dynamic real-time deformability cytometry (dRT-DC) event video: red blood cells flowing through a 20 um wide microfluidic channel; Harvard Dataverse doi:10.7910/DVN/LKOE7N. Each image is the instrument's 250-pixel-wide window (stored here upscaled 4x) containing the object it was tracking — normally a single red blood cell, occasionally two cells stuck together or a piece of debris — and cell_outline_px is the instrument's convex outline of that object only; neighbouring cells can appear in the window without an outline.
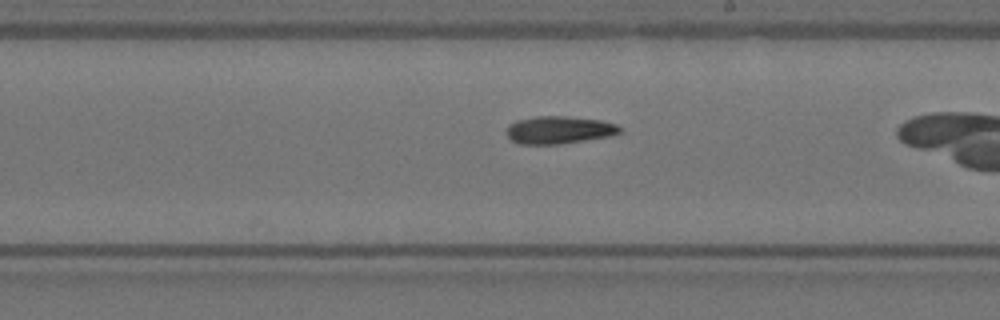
{"species": "Egyptian fruit bat (a non-hibernating species)", "species_latin": "Rousettus aegyptiacus", "temperature_condition": "warm", "stored_images_in_passage": 40, "camera_frame_rate_fps": 3000, "um_per_image_px": 0.085, "animal": {"sex": "female"}, "frame": {"image": 1, "passage_image": 29, "time_ms": 9.333, "image_size_px": [1000, 320], "cell_outline_px": [[620, 132], [608, 136], [560, 144], [520, 144], [512, 140], [508, 136], [508, 124], [516, 120], [536, 116], [568, 116], [600, 120], [616, 124], [620, 128]], "centroid_in_image_um": [47.49, 11.03], "position_along_channel_um": 241.5, "area_um2": 18.03}}